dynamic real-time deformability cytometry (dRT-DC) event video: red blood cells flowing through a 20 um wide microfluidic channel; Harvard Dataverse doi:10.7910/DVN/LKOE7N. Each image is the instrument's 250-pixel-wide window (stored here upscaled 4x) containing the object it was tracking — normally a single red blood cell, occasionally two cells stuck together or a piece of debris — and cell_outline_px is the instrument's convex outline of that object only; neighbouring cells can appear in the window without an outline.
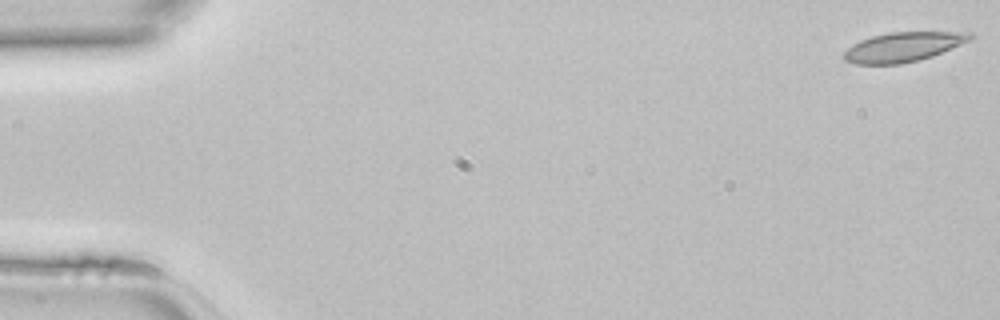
{"species": "common noctule bat (a hibernating species)", "species_latin": "Nyctalus noctula", "temperature_condition": "room temperature", "stored_images_in_passage": 13, "camera_frame_rate_fps": 3000, "um_per_image_px": 0.085, "animal": {"sex": "female", "body_mass_g": 22.7, "forearm_length_mm": 54.2}, "frame": {"image": 1, "passage_image": 1, "time_ms": 0.0, "image_size_px": [1000, 320], "cell_outline_px": [[976, 36], [972, 40], [932, 56], [900, 64], [856, 64], [844, 60], [844, 52], [852, 44], [860, 40], [872, 36], [888, 32], [972, 32]], "centroid_in_image_um": [76.8, 3.98], "position_along_channel_um": 8.2, "area_um2": 21.73}}
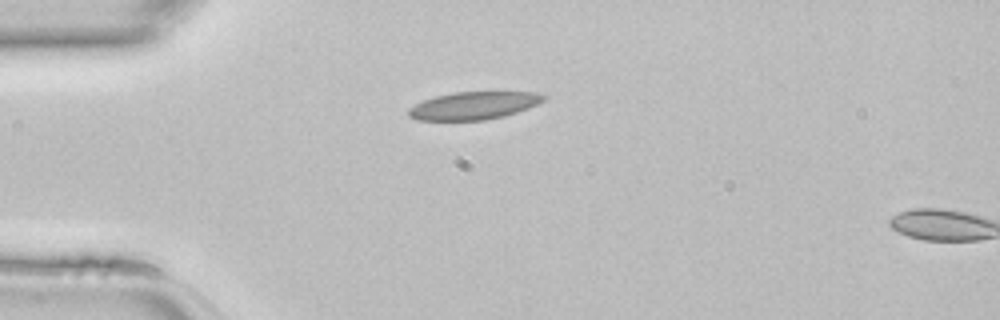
{"frame": {"image": 2, "passage_image": 12, "time_ms": 3.667, "image_size_px": [1000, 320], "cell_outline_px": [[548, 96], [544, 100], [528, 108], [504, 116], [484, 120], [416, 120], [408, 116], [408, 108], [424, 100], [436, 96], [456, 92], [536, 92]], "centroid_in_image_um": [40.26, 8.98], "position_along_channel_um": 44.7, "area_um2": 21.68}}